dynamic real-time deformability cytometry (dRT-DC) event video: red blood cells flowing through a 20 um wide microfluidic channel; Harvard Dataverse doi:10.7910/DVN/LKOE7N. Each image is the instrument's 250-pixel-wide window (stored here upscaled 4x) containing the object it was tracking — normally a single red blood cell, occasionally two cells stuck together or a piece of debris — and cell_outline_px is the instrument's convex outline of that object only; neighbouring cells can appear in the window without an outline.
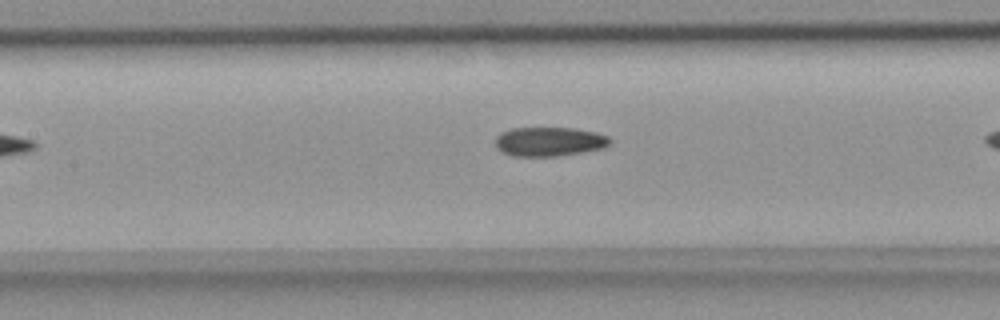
{"species": "common noctule bat (a hibernating species)", "species_latin": "Nyctalus noctula", "temperature_condition": "room temperature", "stored_images_in_passage": 7, "camera_frame_rate_fps": 3000, "um_per_image_px": 0.085, "animal": {"sex": "female", "body_mass_g": 18.4}, "frame": {"image": 1, "passage_image": 6, "time_ms": 1.667, "image_size_px": [1000, 320], "cell_outline_px": [[612, 140], [604, 148], [560, 156], [512, 156], [496, 148], [496, 136], [500, 132], [512, 128], [572, 128], [596, 132], [608, 136]], "centroid_in_image_um": [46.68, 12.03], "position_along_channel_um": 160.7, "area_um2": 19.54}}